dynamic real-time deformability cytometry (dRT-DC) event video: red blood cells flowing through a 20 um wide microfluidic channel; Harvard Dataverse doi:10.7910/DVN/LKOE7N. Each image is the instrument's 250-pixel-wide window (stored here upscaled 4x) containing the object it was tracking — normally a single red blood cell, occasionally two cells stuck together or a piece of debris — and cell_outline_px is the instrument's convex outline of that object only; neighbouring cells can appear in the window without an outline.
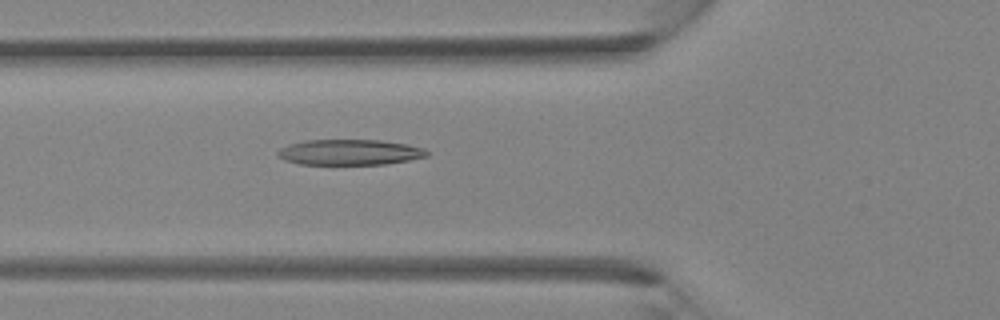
{"species": "Egyptian fruit bat (a non-hibernating species)", "species_latin": "Rousettus aegyptiacus", "temperature_condition": "room temperature", "stored_images_in_passage": 37, "camera_frame_rate_fps": 3000, "um_per_image_px": 0.085, "animal": {"sex": "female"}, "frame": {"image": 1, "passage_image": 13, "time_ms": 4.0, "image_size_px": [1000, 320], "cell_outline_px": [[428, 156], [388, 164], [300, 164], [284, 160], [276, 156], [276, 152], [280, 148], [304, 140], [380, 140], [408, 144], [424, 148], [428, 152]], "centroid_in_image_um": [29.72, 12.94], "position_along_channel_um": 96.1, "area_um2": 22.25}}
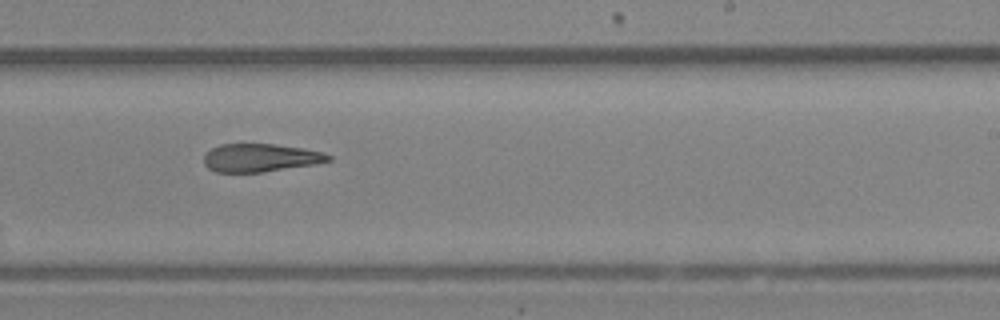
{"frame": {"image": 2, "passage_image": 23, "time_ms": 7.333, "image_size_px": [1000, 320], "cell_outline_px": [[332, 160], [316, 164], [264, 172], [216, 172], [208, 168], [204, 164], [204, 156], [212, 148], [220, 144], [276, 144], [300, 148], [320, 152], [332, 156]], "centroid_in_image_um": [22.13, 13.42], "position_along_channel_um": 266.9, "area_um2": 20.29}}
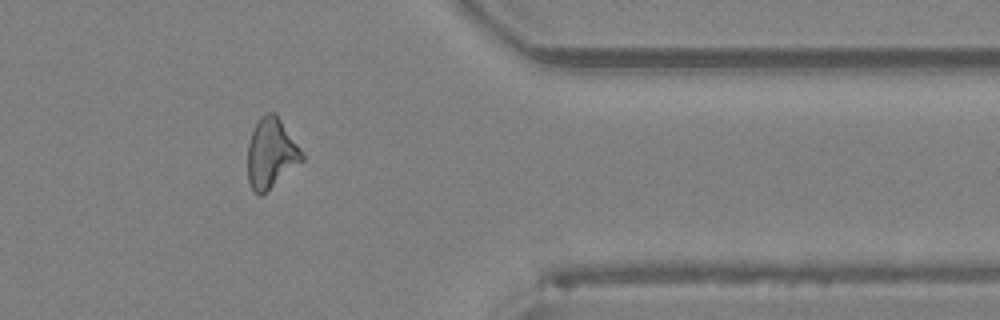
{"frame": {"image": 3, "passage_image": 31, "time_ms": 10.0, "image_size_px": [1000, 320], "cell_outline_px": [[304, 160], [260, 196], [252, 188], [248, 180], [248, 144], [252, 132], [260, 116], [268, 112], [276, 112], [300, 148], [304, 156]], "centroid_in_image_um": [23.05, 13.0], "position_along_channel_um": 388.4, "area_um2": 21.85}}